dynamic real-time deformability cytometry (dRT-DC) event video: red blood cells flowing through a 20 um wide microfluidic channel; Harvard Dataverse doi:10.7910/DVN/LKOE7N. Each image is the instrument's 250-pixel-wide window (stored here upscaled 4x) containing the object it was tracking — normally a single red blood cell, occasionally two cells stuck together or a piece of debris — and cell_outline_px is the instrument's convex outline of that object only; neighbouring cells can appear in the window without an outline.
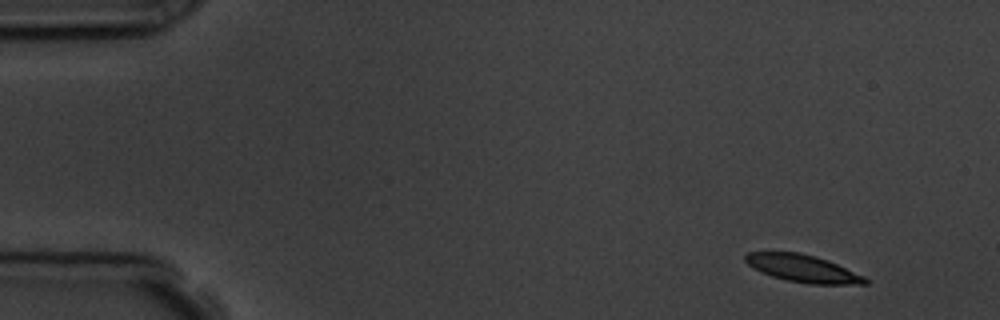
{"species": "common noctule bat (a hibernating species)", "species_latin": "Nyctalus noctula", "temperature_condition": "room temperature", "stored_images_in_passage": 5, "segment_of_instrument_passage": [1, 2], "camera_frame_rate_fps": 3000, "um_per_image_px": 0.085, "animal": {"sex": "male", "body_mass_g": 19.5, "forearm_length_mm": 54.6}, "frame": {"image": 1, "passage_image": 1, "time_ms": 0.0, "image_size_px": [1000, 320], "cell_outline_px": [[868, 284], [812, 284], [784, 280], [760, 272], [752, 268], [744, 260], [744, 256], [748, 252], [800, 252], [816, 256], [828, 260], [864, 276], [868, 280]], "centroid_in_image_um": [68.21, 22.81], "position_along_channel_um": 16.8, "area_um2": 19.19}}